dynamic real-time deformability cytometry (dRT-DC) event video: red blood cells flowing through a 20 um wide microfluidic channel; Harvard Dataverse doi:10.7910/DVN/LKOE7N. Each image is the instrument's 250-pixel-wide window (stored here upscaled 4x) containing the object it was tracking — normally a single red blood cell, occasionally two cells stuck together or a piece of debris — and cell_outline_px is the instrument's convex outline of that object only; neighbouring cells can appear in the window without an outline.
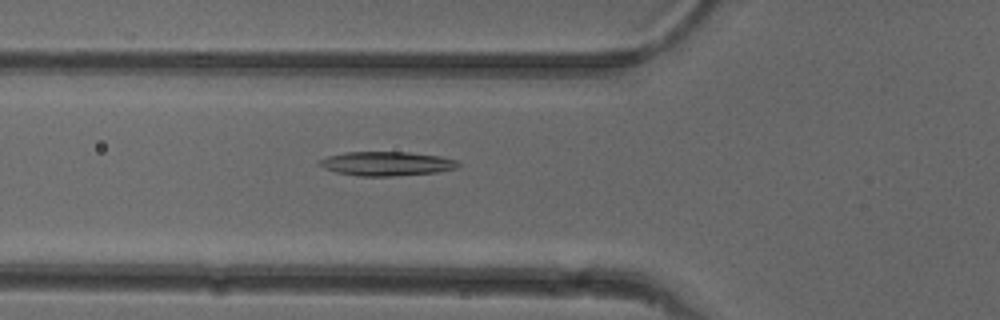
{"species": "common noctule bat (a hibernating species)", "species_latin": "Nyctalus noctula", "temperature_condition": "cold", "stored_images_in_passage": 32, "camera_frame_rate_fps": 3000, "um_per_image_px": 0.085, "animal": {"sex": "female"}, "frame": {"image": 1, "passage_image": 6, "time_ms": 1.667, "image_size_px": [1000, 320], "cell_outline_px": [[460, 164], [456, 168], [436, 172], [392, 176], [356, 176], [336, 172], [324, 168], [316, 164], [320, 160], [328, 156], [344, 152], [408, 152], [440, 156], [456, 160]], "centroid_in_image_um": [32.82, 13.91], "position_along_channel_um": 93.0, "area_um2": 19.48}}
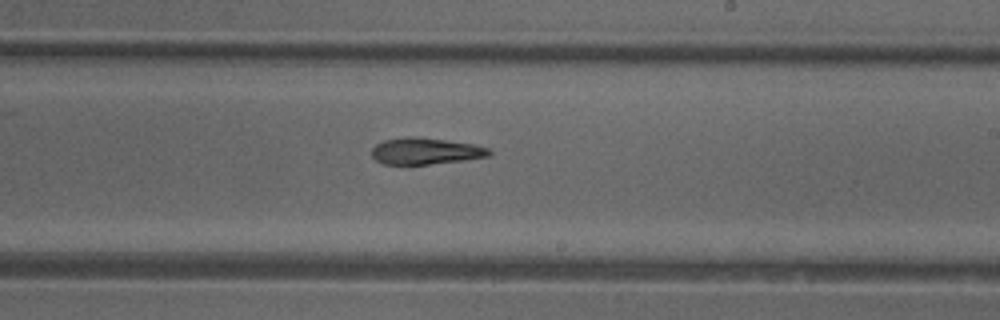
{"frame": {"image": 2, "passage_image": 18, "time_ms": 5.667, "image_size_px": [1000, 320], "cell_outline_px": [[492, 152], [488, 156], [464, 160], [428, 164], [384, 164], [376, 160], [372, 156], [372, 148], [376, 144], [384, 140], [408, 136], [416, 136], [476, 144], [488, 148]], "centroid_in_image_um": [36.17, 12.83], "position_along_channel_um": 252.8, "area_um2": 18.15}}
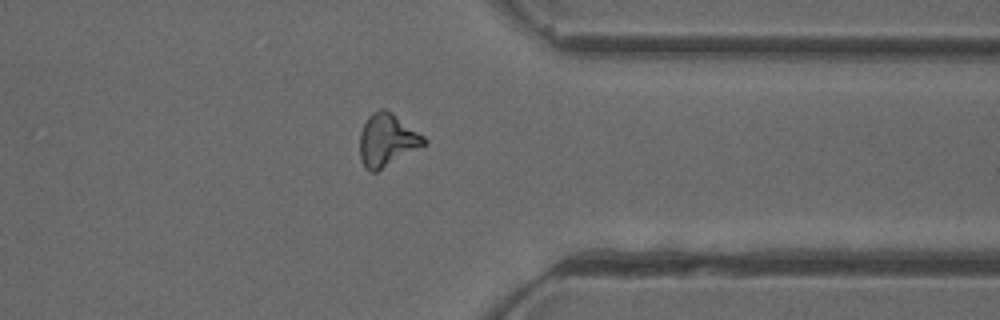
{"frame": {"image": 3, "passage_image": 28, "time_ms": 9.0, "image_size_px": [1000, 320], "cell_outline_px": [[428, 144], [376, 172], [368, 172], [364, 168], [360, 160], [360, 132], [368, 116], [372, 112], [380, 108], [384, 108], [392, 112], [424, 136], [428, 140]], "centroid_in_image_um": [32.91, 11.92], "position_along_channel_um": 378.5, "area_um2": 20.0}, "authors_computed_cell_mechanics": {"area_um2": 19.0162, "velocity_mm_per_s": 3.9865, "shape_relaxation_time_tau1_ms": null, "shape_relaxation_time_tau2_ms": 7.9749, "deformation_change_tau1": null, "deformation_change_tau2": 0.2124}}